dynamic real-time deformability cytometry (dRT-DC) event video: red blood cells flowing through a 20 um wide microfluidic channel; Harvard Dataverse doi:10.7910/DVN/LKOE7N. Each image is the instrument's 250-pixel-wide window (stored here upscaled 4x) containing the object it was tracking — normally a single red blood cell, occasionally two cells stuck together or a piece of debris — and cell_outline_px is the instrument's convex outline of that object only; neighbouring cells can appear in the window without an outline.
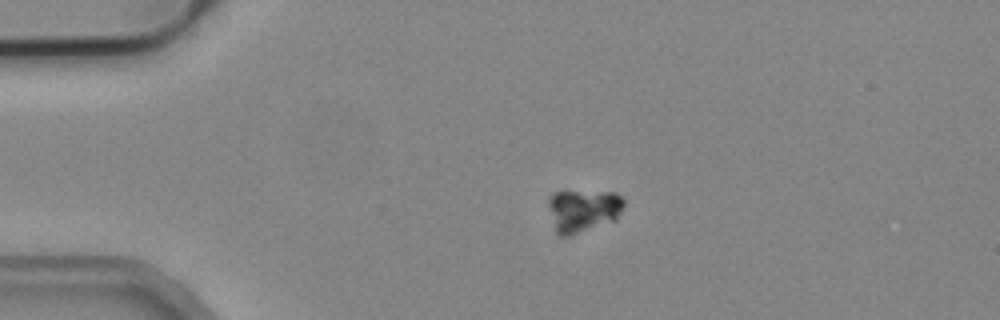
{"species": "common noctule bat (a hibernating species)", "species_latin": "Nyctalus noctula", "temperature_condition": "cold", "stored_images_in_passage": 4, "camera_frame_rate_fps": 3000, "um_per_image_px": 0.085, "animal": {"sex": "male", "body_mass_g": 19.2, "forearm_length_mm": 51.8}, "frame": {"image": 1, "passage_image": 3, "time_ms": 0.667, "image_size_px": [1000, 320], "cell_outline_px": [[624, 204], [616, 220], [568, 236], [560, 236], [556, 232], [548, 204], [548, 200], [556, 192], [616, 192], [624, 200]], "centroid_in_image_um": [49.59, 17.9], "position_along_channel_um": 35.4, "area_um2": 18.44}}